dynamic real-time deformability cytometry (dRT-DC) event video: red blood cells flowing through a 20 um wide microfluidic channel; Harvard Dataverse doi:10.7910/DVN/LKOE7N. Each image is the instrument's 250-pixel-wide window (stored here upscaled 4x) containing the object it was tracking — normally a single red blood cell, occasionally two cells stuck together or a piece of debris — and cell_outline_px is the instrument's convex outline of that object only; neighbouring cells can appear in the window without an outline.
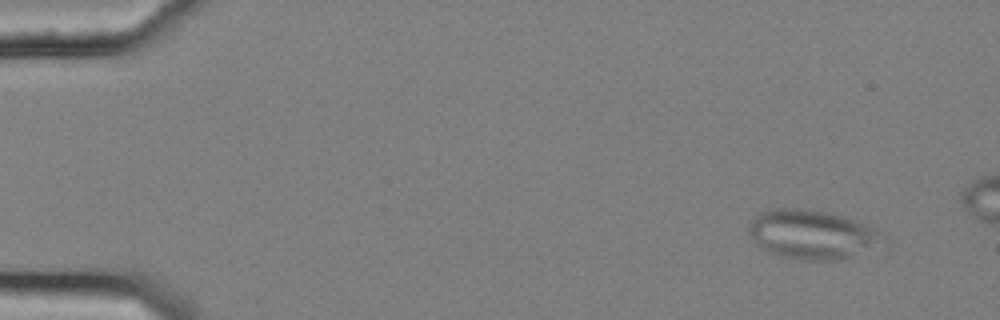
{"species": "common noctule bat (a hibernating species)", "species_latin": "Nyctalus noctula", "temperature_condition": "cold", "stored_images_in_passage": 9, "camera_frame_rate_fps": 3000, "um_per_image_px": 0.085, "animal": {"sex": "female", "body_mass_g": 25.1}, "frame": {"image": 1, "passage_image": 1, "time_ms": 0.0, "image_size_px": [1000, 320], "cell_outline_px": [[876, 232], [864, 244], [848, 256], [840, 260], [804, 260], [784, 256], [768, 252], [756, 244], [748, 232], [748, 228], [752, 220], [760, 212], [780, 208], [792, 208], [820, 212], [840, 216], [852, 220]], "centroid_in_image_um": [68.65, 19.91], "position_along_channel_um": 16.3, "area_um2": 35.14}}